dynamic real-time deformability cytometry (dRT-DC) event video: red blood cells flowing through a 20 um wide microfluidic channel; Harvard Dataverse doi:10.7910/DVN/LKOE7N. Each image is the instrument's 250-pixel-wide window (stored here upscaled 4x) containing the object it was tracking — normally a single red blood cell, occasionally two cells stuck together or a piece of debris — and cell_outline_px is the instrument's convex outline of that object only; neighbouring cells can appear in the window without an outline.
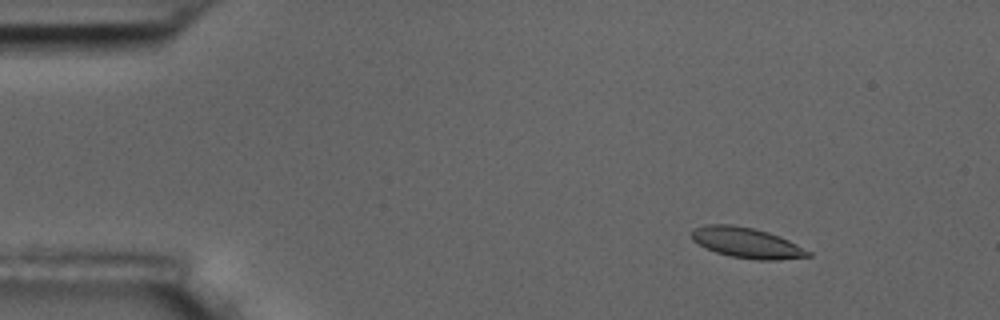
{"species": "common noctule bat (a hibernating species)", "species_latin": "Nyctalus noctula", "temperature_condition": "room temperature", "stored_images_in_passage": 10, "camera_frame_rate_fps": 3000, "um_per_image_px": 0.085, "animal": {"sex": "male", "body_mass_g": 17.5, "forearm_length_mm": 52.3}, "frame": {"image": 1, "passage_image": 2, "time_ms": 2.0, "image_size_px": [1000, 320], "cell_outline_px": [[812, 256], [776, 260], [756, 260], [732, 256], [716, 252], [692, 240], [692, 228], [704, 224], [732, 224], [752, 228], [768, 232], [780, 236], [812, 252]], "centroid_in_image_um": [63.48, 20.63], "position_along_channel_um": 21.5, "area_um2": 20.58}}
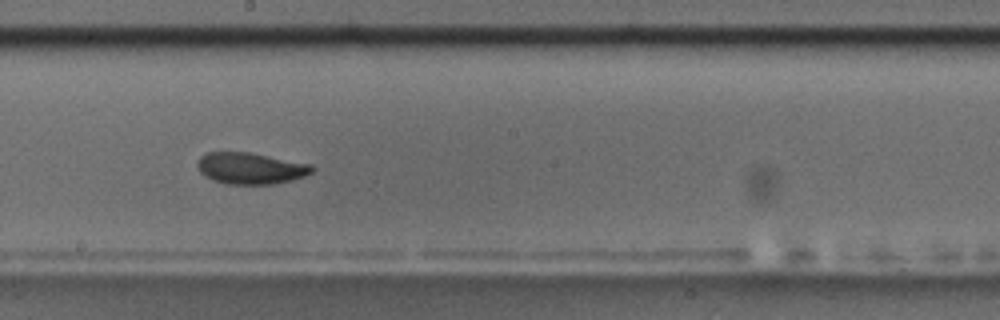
{"frame": {"image": 2, "passage_image": 9, "time_ms": 10.0, "image_size_px": [1000, 320], "cell_outline_px": [[316, 168], [312, 172], [304, 176], [292, 180], [272, 184], [224, 184], [212, 180], [204, 176], [200, 172], [196, 164], [200, 156], [208, 152], [248, 152], [312, 164]], "centroid_in_image_um": [21.29, 14.31], "position_along_channel_um": 226.9, "area_um2": 21.15}}
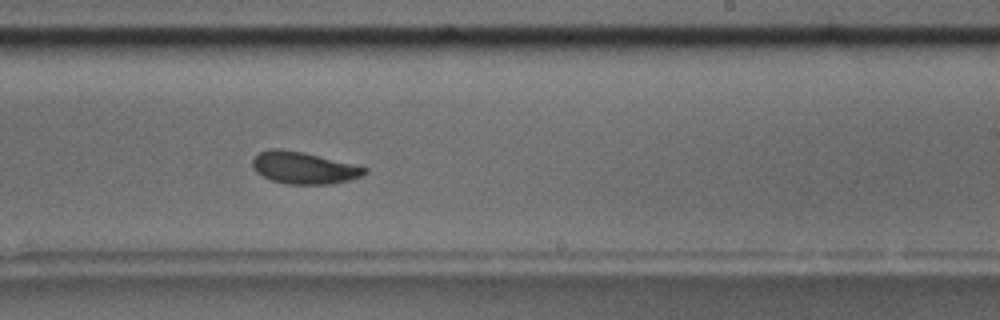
{"frame": {"image": 3, "passage_image": 10, "time_ms": 11.0, "image_size_px": [1000, 320], "cell_outline_px": [[368, 172], [360, 176], [348, 180], [328, 184], [288, 184], [272, 180], [256, 172], [252, 168], [252, 160], [260, 152], [272, 148], [280, 148], [304, 152], [368, 168]], "centroid_in_image_um": [25.79, 14.26], "position_along_channel_um": 263.2, "area_um2": 20.69}}